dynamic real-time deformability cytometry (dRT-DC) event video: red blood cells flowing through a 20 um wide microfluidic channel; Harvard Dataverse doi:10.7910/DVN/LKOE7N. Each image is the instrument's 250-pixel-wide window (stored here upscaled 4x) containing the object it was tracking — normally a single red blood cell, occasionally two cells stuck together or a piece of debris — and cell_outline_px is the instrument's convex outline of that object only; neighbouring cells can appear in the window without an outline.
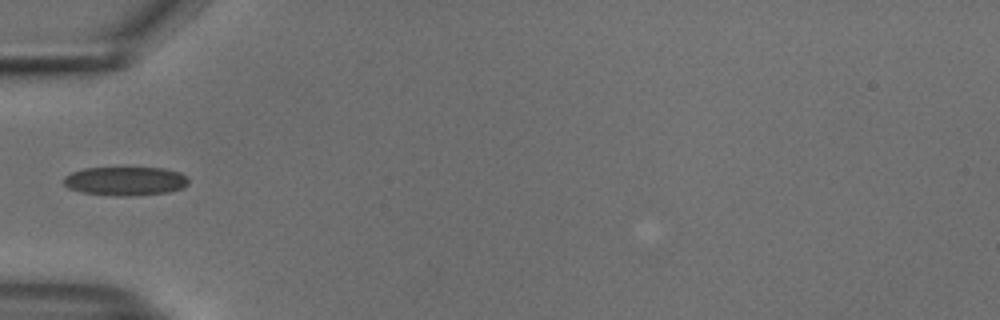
{"species": "common noctule bat (a hibernating species)", "species_latin": "Nyctalus noctula", "temperature_condition": "cold", "stored_images_in_passage": 13, "camera_frame_rate_fps": 3000, "um_per_image_px": 0.085, "animal": {"sex": "male", "body_mass_g": 18.8}, "frame": {"image": 1, "passage_image": 1, "time_ms": 0.0, "image_size_px": [1000, 320], "cell_outline_px": [[188, 184], [180, 188], [168, 192], [124, 196], [80, 192], [68, 188], [64, 184], [64, 176], [72, 172], [84, 168], [164, 168], [180, 172], [188, 176]], "centroid_in_image_um": [10.65, 15.38], "position_along_channel_um": 74.3, "area_um2": 20.81}}
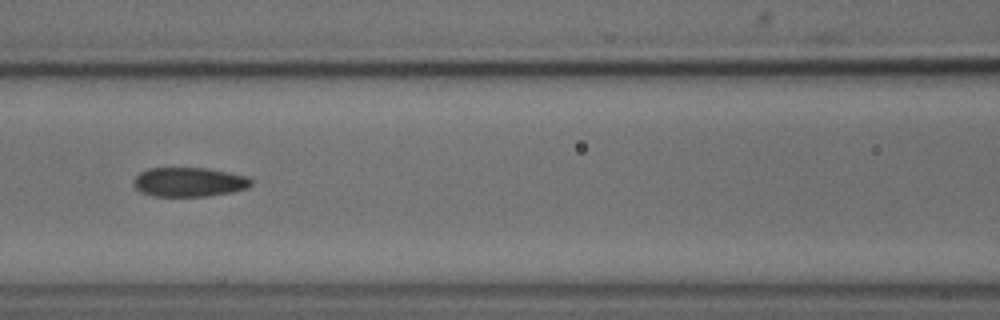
{"frame": {"image": 2, "passage_image": 7, "time_ms": 2.0, "image_size_px": [1000, 320], "cell_outline_px": [[252, 184], [248, 188], [232, 192], [208, 196], [152, 196], [140, 192], [132, 184], [132, 180], [140, 172], [148, 168], [208, 168], [248, 176], [252, 180]], "centroid_in_image_um": [16.06, 15.47], "position_along_channel_um": 150.5, "area_um2": 20.29}}
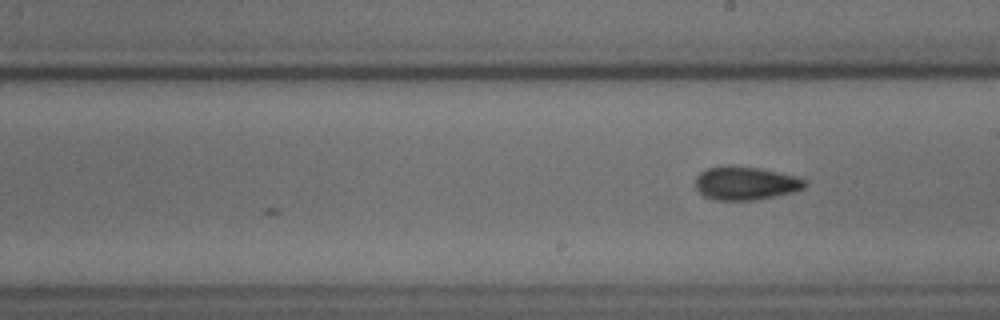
{"frame": {"image": 3, "passage_image": 13, "time_ms": 4.0, "image_size_px": [1000, 320], "cell_outline_px": [[808, 184], [804, 188], [792, 192], [752, 200], [716, 200], [704, 196], [696, 188], [696, 176], [700, 172], [708, 168], [728, 164], [760, 168], [796, 176], [808, 180]], "centroid_in_image_um": [63.37, 15.55], "position_along_channel_um": 225.6, "area_um2": 21.39}}